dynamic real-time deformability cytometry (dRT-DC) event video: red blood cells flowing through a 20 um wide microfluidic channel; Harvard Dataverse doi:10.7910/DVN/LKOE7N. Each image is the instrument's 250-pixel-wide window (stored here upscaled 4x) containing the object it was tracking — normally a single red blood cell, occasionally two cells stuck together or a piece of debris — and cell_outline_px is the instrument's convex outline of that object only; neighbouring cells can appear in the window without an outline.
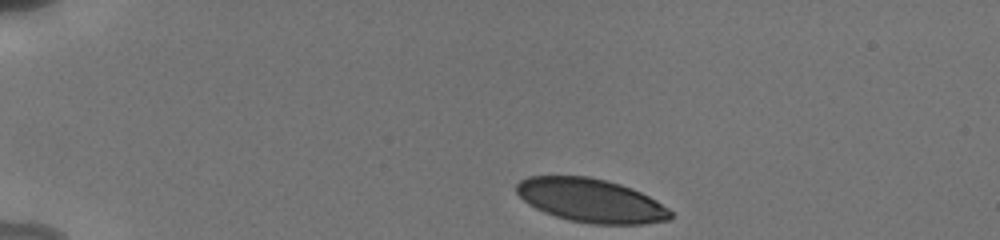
{"species": "human", "species_latin": "Homo sapiens", "temperature_condition": "cold", "stored_images_in_passage": 4, "camera_frame_rate_fps": 3000, "um_per_image_px": 0.085, "donor": {"sex": "male"}, "frame": {"image": 1, "passage_image": 1, "time_ms": 0.0, "image_size_px": [1000, 240], "cell_outline_px": [[672, 216], [668, 220], [644, 224], [592, 224], [568, 220], [544, 212], [528, 204], [516, 192], [516, 184], [520, 180], [528, 176], [588, 176], [608, 180], [632, 188], [656, 200], [668, 208], [672, 212]], "centroid_in_image_um": [50.22, 17.04], "position_along_channel_um": 34.8, "area_um2": 39.25}}
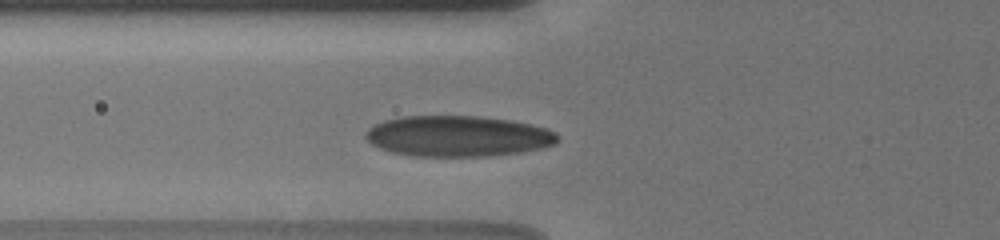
{"frame": {"image": 2, "passage_image": 4, "time_ms": 3.333, "image_size_px": [1000, 240], "cell_outline_px": [[560, 136], [556, 144], [540, 148], [520, 152], [488, 156], [416, 156], [392, 152], [380, 148], [372, 144], [364, 136], [364, 132], [368, 128], [384, 120], [404, 116], [480, 116], [508, 120], [548, 128], [556, 132]], "centroid_in_image_um": [38.92, 11.57], "position_along_channel_um": 86.9, "area_um2": 45.66}}